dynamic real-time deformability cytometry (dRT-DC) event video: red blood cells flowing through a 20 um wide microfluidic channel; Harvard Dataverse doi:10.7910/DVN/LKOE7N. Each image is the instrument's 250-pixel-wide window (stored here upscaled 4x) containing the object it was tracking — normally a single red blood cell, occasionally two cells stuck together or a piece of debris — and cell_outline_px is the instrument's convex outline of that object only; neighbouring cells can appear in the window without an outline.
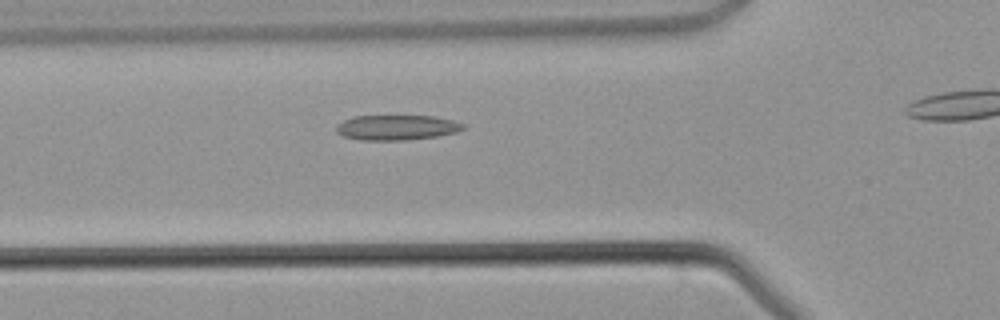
{"species": "common noctule bat (a hibernating species)", "species_latin": "Nyctalus noctula", "temperature_condition": "warm", "stored_images_in_passage": 22, "camera_frame_rate_fps": 3000, "um_per_image_px": 0.085, "animal": {"sex": "male", "body_mass_g": 21.5, "forearm_length_mm": 52.0}, "frame": {"image": 1, "passage_image": 10, "time_ms": 3.0, "image_size_px": [1000, 320], "cell_outline_px": [[464, 128], [456, 132], [436, 136], [404, 140], [360, 140], [344, 136], [336, 132], [336, 124], [352, 116], [436, 116], [452, 120], [464, 124]], "centroid_in_image_um": [33.68, 10.83], "position_along_channel_um": 92.1, "area_um2": 18.5}}
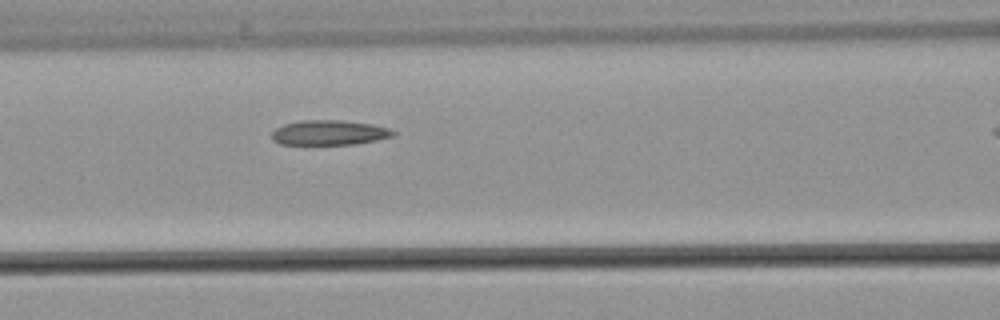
{"frame": {"image": 2, "passage_image": 13, "time_ms": 4.0, "image_size_px": [1000, 320], "cell_outline_px": [[396, 136], [356, 144], [280, 144], [272, 140], [272, 132], [276, 128], [284, 124], [300, 120], [340, 120], [372, 124], [388, 128], [396, 132]], "centroid_in_image_um": [28.0, 11.27], "position_along_channel_um": 138.6, "area_um2": 17.63}}